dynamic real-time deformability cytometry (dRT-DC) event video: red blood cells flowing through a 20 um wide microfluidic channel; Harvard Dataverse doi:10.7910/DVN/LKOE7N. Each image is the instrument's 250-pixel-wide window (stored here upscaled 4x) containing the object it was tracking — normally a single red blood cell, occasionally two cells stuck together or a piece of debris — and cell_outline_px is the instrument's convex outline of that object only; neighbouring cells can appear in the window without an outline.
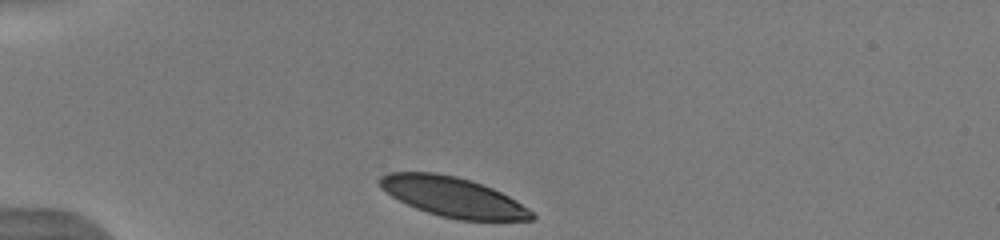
{"species": "human", "species_latin": "Homo sapiens", "temperature_condition": "warm", "stored_images_in_passage": 36, "camera_frame_rate_fps": 3000, "um_per_image_px": 0.085, "donor": {"sex": "male"}, "frame": {"image": 1, "passage_image": 1, "time_ms": 0.0, "image_size_px": [1000, 240], "cell_outline_px": [[536, 216], [532, 220], [460, 220], [440, 216], [416, 208], [392, 196], [380, 188], [380, 176], [388, 172], [436, 172], [456, 176], [472, 180], [492, 188], [516, 200], [528, 208]], "centroid_in_image_um": [38.51, 16.73], "position_along_channel_um": 46.5, "area_um2": 35.08}}
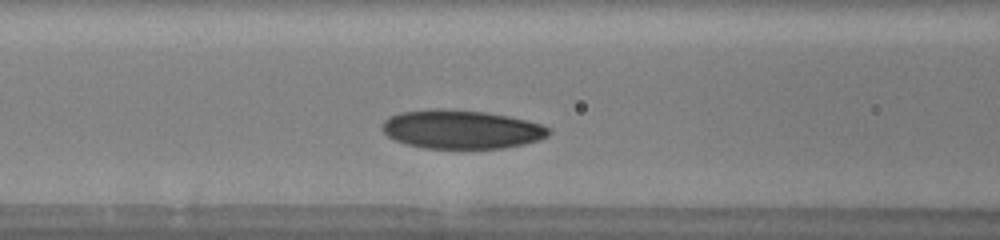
{"frame": {"image": 2, "passage_image": 10, "time_ms": 3.0, "image_size_px": [1000, 240], "cell_outline_px": [[552, 132], [548, 136], [540, 140], [524, 144], [504, 148], [424, 148], [404, 144], [388, 136], [380, 128], [384, 120], [388, 116], [400, 112], [432, 108], [436, 108], [484, 112], [508, 116], [540, 124], [552, 128]], "centroid_in_image_um": [39.2, 11.0], "position_along_channel_um": 127.4, "area_um2": 37.8}}
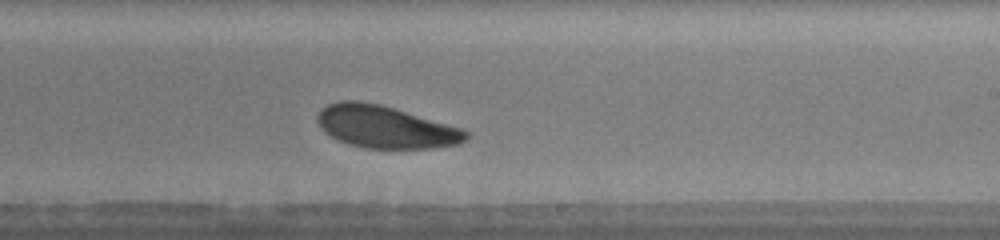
{"frame": {"image": 3, "passage_image": 20, "time_ms": 6.333, "image_size_px": [1000, 240], "cell_outline_px": [[468, 140], [460, 144], [432, 148], [364, 148], [348, 144], [336, 140], [324, 132], [320, 128], [316, 120], [316, 116], [328, 104], [340, 100], [356, 100], [380, 104], [464, 128], [468, 132]], "centroid_in_image_um": [32.77, 10.79], "position_along_channel_um": 256.2, "area_um2": 36.99}, "authors_computed_cell_mechanics": {"area_um2": 36.8186, "velocity_mm_per_s": 3.8774, "shape_relaxation_time_tau1_ms": 2.1717, "shape_relaxation_time_tau2_ms": 5.9933, "deformation_change_tau1": 0.0901, "deformation_change_tau2": 0.125}}